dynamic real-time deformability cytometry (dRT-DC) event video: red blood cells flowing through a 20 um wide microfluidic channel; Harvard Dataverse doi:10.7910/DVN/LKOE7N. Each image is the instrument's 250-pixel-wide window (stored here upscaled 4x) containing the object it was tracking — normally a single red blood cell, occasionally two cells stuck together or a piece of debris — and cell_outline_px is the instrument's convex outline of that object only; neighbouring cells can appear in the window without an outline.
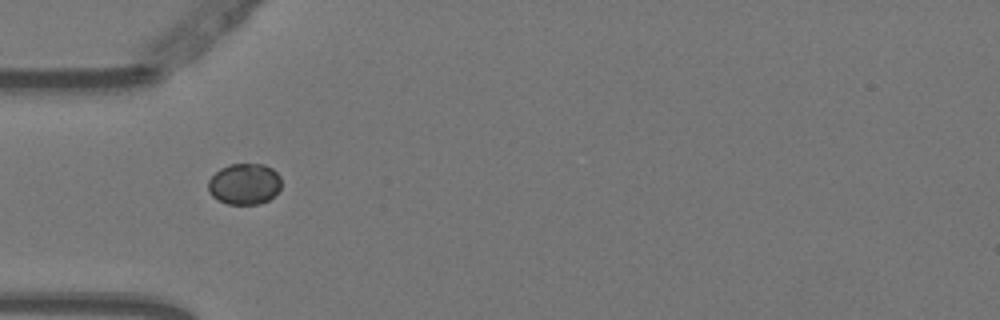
{"species": "Egyptian fruit bat (a non-hibernating species)", "species_latin": "Rousettus aegyptiacus", "temperature_condition": "warm", "stored_images_in_passage": 4, "camera_frame_rate_fps": 3000, "um_per_image_px": 0.085, "animal": {"sex": "female"}, "frame": {"image": 1, "passage_image": 1, "time_ms": 0.0, "image_size_px": [1000, 320], "cell_outline_px": [[280, 188], [268, 200], [260, 204], [228, 204], [212, 196], [208, 192], [208, 180], [220, 168], [228, 164], [264, 164], [272, 168], [280, 176]], "centroid_in_image_um": [20.76, 15.63], "position_along_channel_um": 64.2, "area_um2": 17.51}}
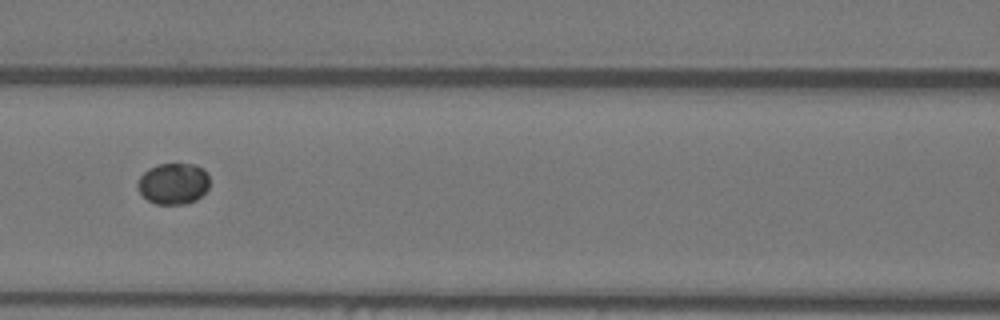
{"frame": {"image": 2, "passage_image": 3, "time_ms": 0.667, "image_size_px": [1000, 320], "cell_outline_px": [[208, 188], [196, 200], [188, 204], [156, 204], [148, 200], [140, 192], [136, 184], [140, 176], [148, 168], [160, 164], [192, 164], [204, 168], [208, 172]], "centroid_in_image_um": [14.74, 15.6], "position_along_channel_um": 151.9, "area_um2": 17.34}}
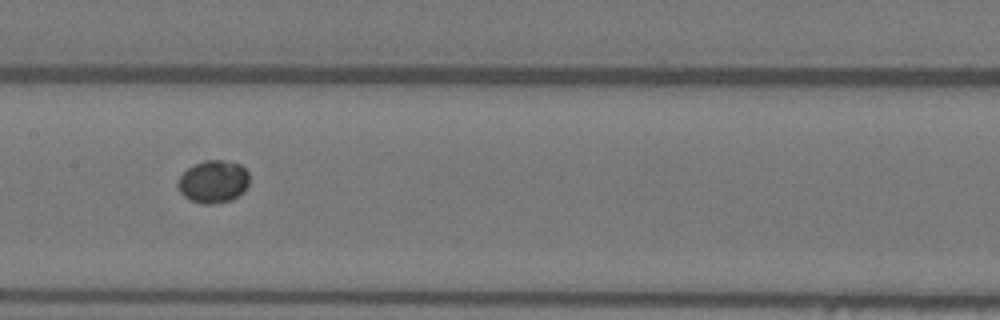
{"frame": {"image": 3, "passage_image": 4, "time_ms": 1.0, "image_size_px": [1000, 320], "cell_outline_px": [[248, 184], [244, 192], [232, 200], [212, 204], [204, 204], [192, 200], [184, 196], [180, 192], [176, 184], [176, 180], [188, 168], [204, 160], [224, 160], [240, 164], [248, 172]], "centroid_in_image_um": [18.13, 15.44], "position_along_channel_um": 189.3, "area_um2": 17.8}}